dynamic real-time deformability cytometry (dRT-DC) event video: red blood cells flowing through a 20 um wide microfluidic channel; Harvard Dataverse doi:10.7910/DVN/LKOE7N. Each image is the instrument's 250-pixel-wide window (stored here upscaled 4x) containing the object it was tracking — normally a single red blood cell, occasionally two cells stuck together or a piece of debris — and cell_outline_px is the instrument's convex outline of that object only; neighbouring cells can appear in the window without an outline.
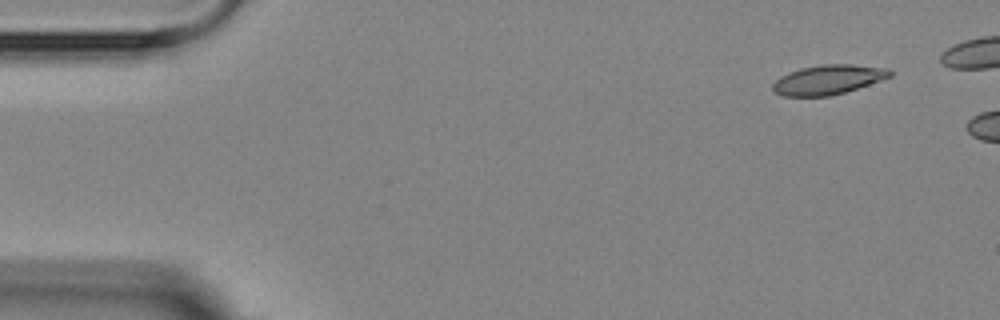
{"species": "Egyptian fruit bat (a non-hibernating species)", "species_latin": "Rousettus aegyptiacus", "temperature_condition": "room temperature", "stored_images_in_passage": 5, "segment_of_instrument_passage": [2, 2], "camera_frame_rate_fps": 3000, "um_per_image_px": 0.085, "animal": {"sex": "female"}, "frame": {"image": 1, "passage_image": 5, "time_ms": 4.667, "image_size_px": [1000, 320], "cell_outline_px": [[892, 76], [844, 92], [828, 96], [784, 96], [776, 92], [772, 88], [772, 84], [780, 76], [788, 72], [800, 68], [824, 64], [852, 64], [888, 68], [892, 72]], "centroid_in_image_um": [70.37, 6.76], "position_along_channel_um": 14.6, "area_um2": 20.0}}